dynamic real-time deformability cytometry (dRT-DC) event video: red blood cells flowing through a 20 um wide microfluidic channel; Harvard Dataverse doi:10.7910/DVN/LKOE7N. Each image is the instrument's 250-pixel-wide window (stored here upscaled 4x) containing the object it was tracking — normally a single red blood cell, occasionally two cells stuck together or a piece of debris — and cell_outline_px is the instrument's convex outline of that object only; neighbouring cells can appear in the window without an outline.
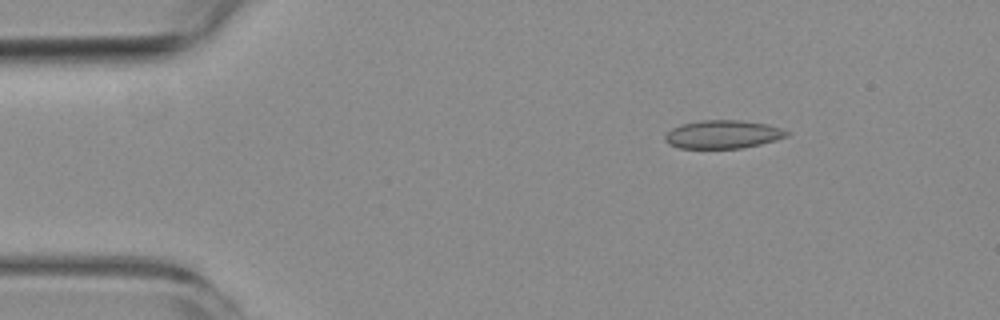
{"species": "common noctule bat (a hibernating species)", "species_latin": "Nyctalus noctula", "temperature_condition": "room temperature", "stored_images_in_passage": 4, "camera_frame_rate_fps": 3000, "um_per_image_px": 0.085, "animal": {"sex": "female", "body_mass_g": 19.3, "forearm_length_mm": 54.1}, "frame": {"image": 1, "passage_image": 2, "time_ms": 2.0, "image_size_px": [1000, 320], "cell_outline_px": [[792, 132], [788, 136], [776, 140], [744, 148], [680, 148], [668, 144], [664, 140], [664, 136], [672, 128], [680, 124], [700, 120], [740, 120], [768, 124]], "centroid_in_image_um": [61.45, 11.42], "position_along_channel_um": 23.5, "area_um2": 20.23}}